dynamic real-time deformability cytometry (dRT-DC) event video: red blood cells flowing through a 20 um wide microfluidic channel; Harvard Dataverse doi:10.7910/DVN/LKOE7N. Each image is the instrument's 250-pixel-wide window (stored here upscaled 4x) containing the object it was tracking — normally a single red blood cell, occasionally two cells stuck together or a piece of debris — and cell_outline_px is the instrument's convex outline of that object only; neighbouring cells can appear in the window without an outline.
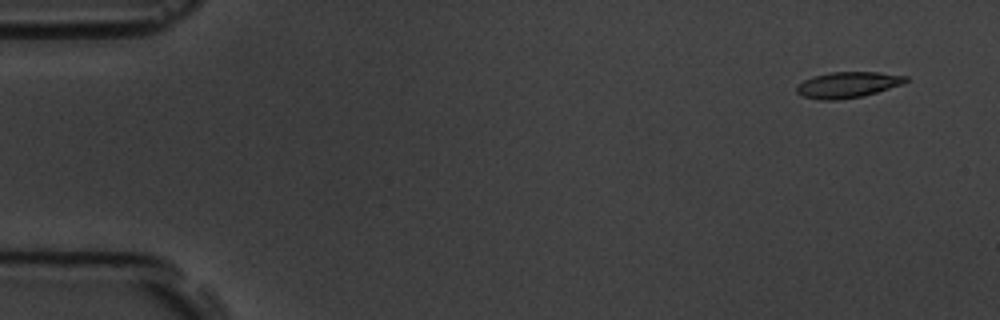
{"species": "common noctule bat (a hibernating species)", "species_latin": "Nyctalus noctula", "temperature_condition": "room temperature", "stored_images_in_passage": 4, "camera_frame_rate_fps": 3000, "um_per_image_px": 0.085, "animal": {"sex": "male", "body_mass_g": 19.5, "forearm_length_mm": 54.6}, "frame": {"image": 1, "passage_image": 1, "time_ms": 0.0, "image_size_px": [1000, 320], "cell_outline_px": [[908, 80], [904, 84], [876, 92], [860, 96], [836, 100], [820, 100], [804, 96], [796, 92], [796, 88], [804, 80], [812, 76], [832, 72], [880, 72], [908, 76]], "centroid_in_image_um": [72.08, 7.19], "position_along_channel_um": 12.9, "area_um2": 16.36}}
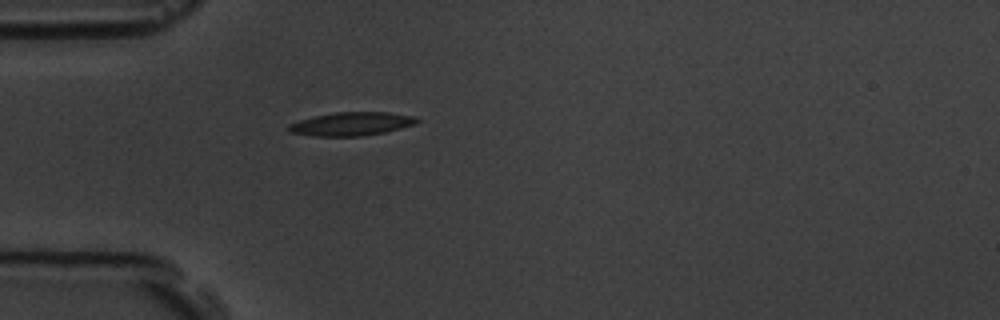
{"frame": {"image": 2, "passage_image": 4, "time_ms": 4.333, "image_size_px": [1000, 320], "cell_outline_px": [[420, 120], [416, 124], [384, 132], [364, 136], [312, 136], [292, 132], [288, 128], [288, 124], [300, 120], [316, 116], [336, 112], [388, 112], [412, 116]], "centroid_in_image_um": [29.89, 10.53], "position_along_channel_um": 55.1, "area_um2": 17.34}}